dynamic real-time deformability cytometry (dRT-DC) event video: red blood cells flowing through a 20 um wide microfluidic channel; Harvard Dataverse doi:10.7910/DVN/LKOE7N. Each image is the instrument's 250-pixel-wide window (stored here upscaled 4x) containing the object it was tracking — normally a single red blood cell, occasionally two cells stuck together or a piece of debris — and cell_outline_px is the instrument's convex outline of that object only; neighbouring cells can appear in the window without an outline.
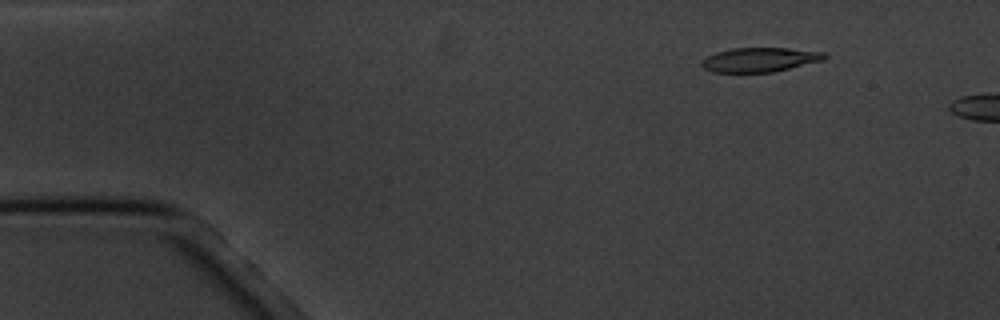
{"species": "common noctule bat (a hibernating species)", "species_latin": "Nyctalus noctula", "temperature_condition": "cold", "stored_images_in_passage": 3, "camera_frame_rate_fps": 3000, "um_per_image_px": 0.085, "animal": {"sex": "male", "body_mass_g": 20.1, "forearm_length_mm": 53.5}, "frame": {"image": 1, "passage_image": 2, "time_ms": 1.0, "image_size_px": [1000, 320], "cell_outline_px": [[828, 56], [824, 60], [772, 72], [712, 72], [704, 68], [700, 64], [708, 56], [716, 52], [732, 48], [788, 48], [824, 52]], "centroid_in_image_um": [64.6, 5.07], "position_along_channel_um": 20.4, "area_um2": 17.28}}